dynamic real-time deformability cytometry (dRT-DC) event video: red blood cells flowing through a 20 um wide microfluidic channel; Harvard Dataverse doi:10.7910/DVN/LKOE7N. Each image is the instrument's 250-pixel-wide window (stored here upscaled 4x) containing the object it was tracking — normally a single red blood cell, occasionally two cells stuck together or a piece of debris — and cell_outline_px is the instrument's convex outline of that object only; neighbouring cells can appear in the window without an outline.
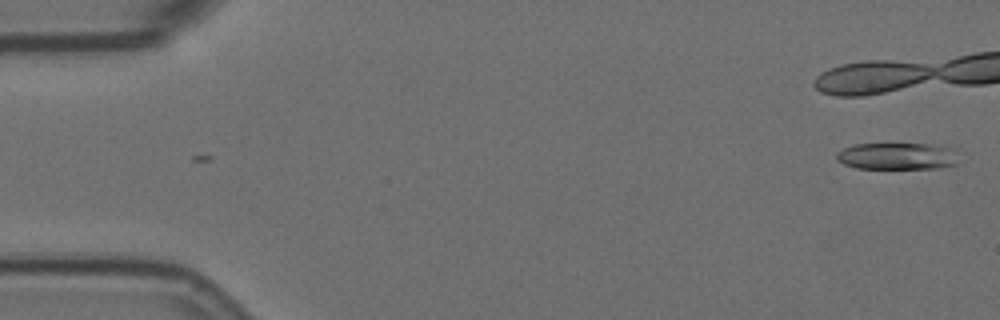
{"species": "Egyptian fruit bat (a non-hibernating species)", "species_latin": "Rousettus aegyptiacus", "temperature_condition": "room temperature", "stored_images_in_passage": 2, "camera_frame_rate_fps": 3000, "um_per_image_px": 0.085, "animal": {"sex": "female"}, "frame": {"image": 1, "passage_image": 2, "time_ms": 0.333, "image_size_px": [1000, 320], "cell_outline_px": [[960, 164], [940, 168], [856, 168], [844, 164], [836, 160], [836, 152], [844, 148], [856, 144], [940, 144], [952, 148]], "centroid_in_image_um": [76.3, 13.27], "position_along_channel_um": 8.7, "area_um2": 19.31}}